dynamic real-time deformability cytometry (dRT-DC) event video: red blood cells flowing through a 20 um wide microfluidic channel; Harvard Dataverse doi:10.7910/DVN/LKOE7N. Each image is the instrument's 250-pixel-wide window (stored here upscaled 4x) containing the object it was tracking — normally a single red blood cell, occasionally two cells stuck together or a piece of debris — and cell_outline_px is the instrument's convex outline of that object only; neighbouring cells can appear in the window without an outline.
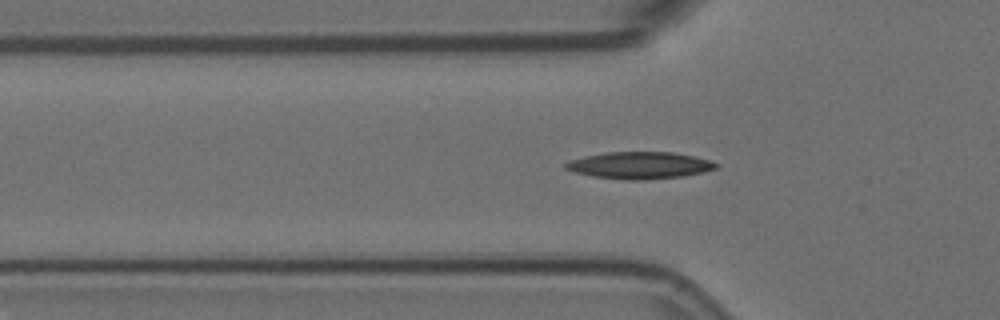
{"species": "Egyptian fruit bat (a non-hibernating species)", "species_latin": "Rousettus aegyptiacus", "temperature_condition": "room temperature", "stored_images_in_passage": 52, "camera_frame_rate_fps": 3000, "um_per_image_px": 0.085, "animal": {"sex": "female"}, "frame": {"image": 1, "passage_image": 13, "time_ms": 4.0, "image_size_px": [1000, 320], "cell_outline_px": [[720, 164], [716, 168], [704, 172], [680, 176], [644, 180], [632, 180], [592, 176], [576, 172], [564, 168], [564, 164], [568, 160], [584, 156], [608, 152], [672, 152], [712, 160]], "centroid_in_image_um": [54.37, 14.04], "position_along_channel_um": 71.4, "area_um2": 23.52}}
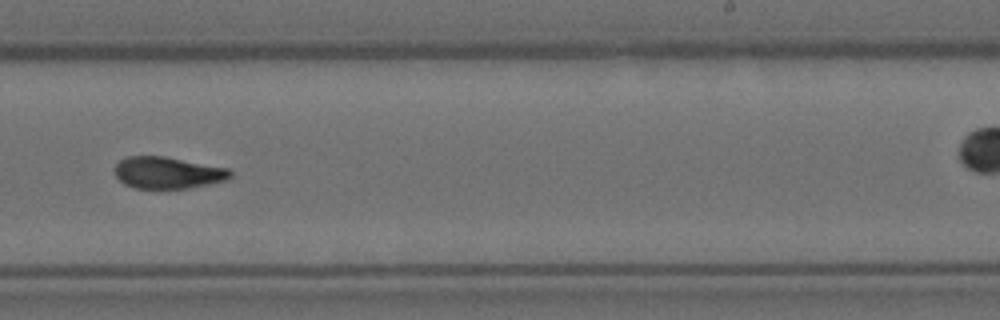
{"frame": {"image": 2, "passage_image": 30, "time_ms": 9.667, "image_size_px": [1000, 320], "cell_outline_px": [[232, 176], [228, 180], [188, 188], [136, 188], [124, 184], [116, 176], [112, 168], [120, 160], [128, 156], [164, 156], [228, 168], [232, 172]], "centroid_in_image_um": [14.24, 14.67], "position_along_channel_um": 274.8, "area_um2": 21.44}}
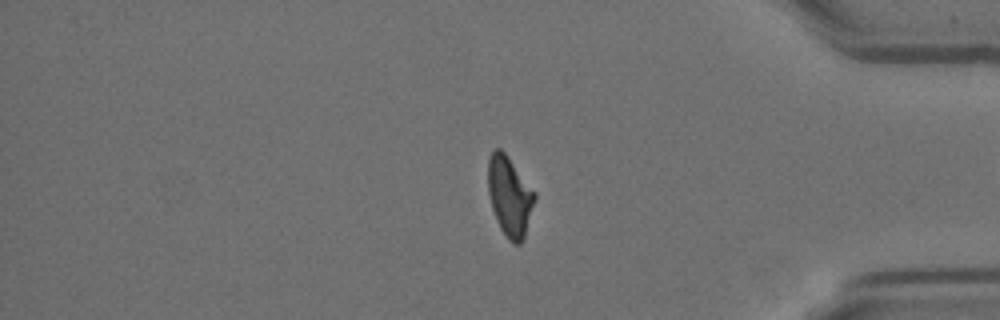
{"frame": {"image": 3, "passage_image": 42, "time_ms": 13.667, "image_size_px": [1000, 320], "cell_outline_px": [[536, 196], [524, 236], [520, 244], [512, 244], [508, 240], [500, 228], [496, 220], [492, 208], [488, 192], [488, 156], [492, 148], [500, 148], [508, 156], [536, 192]], "centroid_in_image_um": [43.3, 16.65], "position_along_channel_um": 391.9, "area_um2": 21.79}, "authors_computed_cell_mechanics": {"area_um2": 21.8195, "velocity_mm_per_s": 3.5736, "shape_relaxation_time_tau1_ms": 10.9508, "shape_relaxation_time_tau2_ms": 3.6574, "deformation_change_tau1": 0.2574, "deformation_change_tau2": 0.0996}}